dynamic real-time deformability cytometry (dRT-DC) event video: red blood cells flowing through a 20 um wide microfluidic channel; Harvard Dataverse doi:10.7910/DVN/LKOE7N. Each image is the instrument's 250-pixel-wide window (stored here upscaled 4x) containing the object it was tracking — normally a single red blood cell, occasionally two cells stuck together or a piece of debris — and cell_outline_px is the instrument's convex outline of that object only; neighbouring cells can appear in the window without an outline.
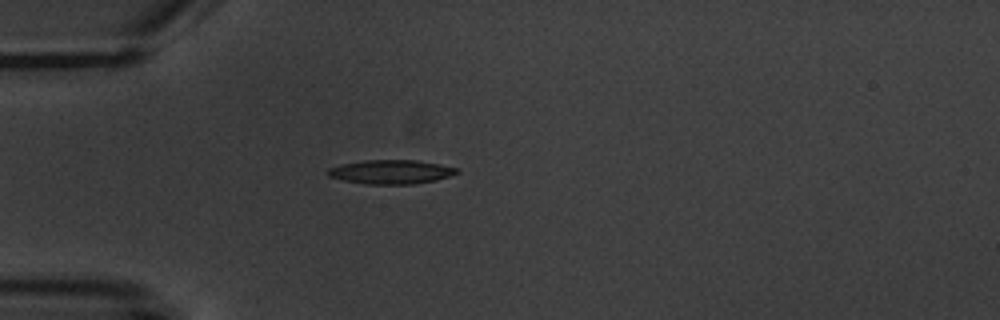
{"species": "common noctule bat (a hibernating species)", "species_latin": "Nyctalus noctula", "temperature_condition": "warm", "stored_images_in_passage": 1, "camera_frame_rate_fps": 3000, "um_per_image_px": 0.085, "animal": {"sex": "male", "body_mass_g": 20.1, "forearm_length_mm": 53.5}, "frame": {"image": 1, "passage_image": 1, "time_ms": 0.0, "image_size_px": [1000, 320], "cell_outline_px": [[460, 172], [436, 180], [412, 184], [368, 184], [344, 180], [328, 176], [324, 172], [328, 168], [340, 164], [364, 160], [416, 160], [440, 164], [456, 168]], "centroid_in_image_um": [33.19, 14.6], "position_along_channel_um": 51.8, "area_um2": 18.03}}